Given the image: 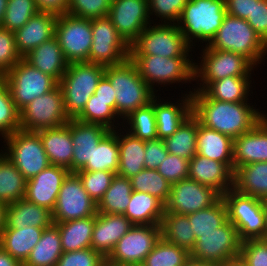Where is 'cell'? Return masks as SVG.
Masks as SVG:
<instances>
[{
    "instance_id": "e0dca14e",
    "label": "cell",
    "mask_w": 267,
    "mask_h": 266,
    "mask_svg": "<svg viewBox=\"0 0 267 266\" xmlns=\"http://www.w3.org/2000/svg\"><path fill=\"white\" fill-rule=\"evenodd\" d=\"M96 214L97 203L84 189L80 177L76 173H69L62 183L52 211L53 222L82 219Z\"/></svg>"
},
{
    "instance_id": "2644e50d",
    "label": "cell",
    "mask_w": 267,
    "mask_h": 266,
    "mask_svg": "<svg viewBox=\"0 0 267 266\" xmlns=\"http://www.w3.org/2000/svg\"><path fill=\"white\" fill-rule=\"evenodd\" d=\"M225 266H245V265H243L239 260H235L232 263H228Z\"/></svg>"
},
{
    "instance_id": "f907efd6",
    "label": "cell",
    "mask_w": 267,
    "mask_h": 266,
    "mask_svg": "<svg viewBox=\"0 0 267 266\" xmlns=\"http://www.w3.org/2000/svg\"><path fill=\"white\" fill-rule=\"evenodd\" d=\"M84 189L89 196L98 203L110 187L112 179L116 175L111 171H78Z\"/></svg>"
},
{
    "instance_id": "3957f363",
    "label": "cell",
    "mask_w": 267,
    "mask_h": 266,
    "mask_svg": "<svg viewBox=\"0 0 267 266\" xmlns=\"http://www.w3.org/2000/svg\"><path fill=\"white\" fill-rule=\"evenodd\" d=\"M105 74L103 65L90 62L69 63L59 81L64 100V110L69 119H76L94 94Z\"/></svg>"
},
{
    "instance_id": "a7ac6f4b",
    "label": "cell",
    "mask_w": 267,
    "mask_h": 266,
    "mask_svg": "<svg viewBox=\"0 0 267 266\" xmlns=\"http://www.w3.org/2000/svg\"><path fill=\"white\" fill-rule=\"evenodd\" d=\"M8 0H0V26L6 11Z\"/></svg>"
},
{
    "instance_id": "ee69618b",
    "label": "cell",
    "mask_w": 267,
    "mask_h": 266,
    "mask_svg": "<svg viewBox=\"0 0 267 266\" xmlns=\"http://www.w3.org/2000/svg\"><path fill=\"white\" fill-rule=\"evenodd\" d=\"M134 191L148 193L158 198L163 204L171 193V184L157 171V169H143L130 178Z\"/></svg>"
},
{
    "instance_id": "277c9868",
    "label": "cell",
    "mask_w": 267,
    "mask_h": 266,
    "mask_svg": "<svg viewBox=\"0 0 267 266\" xmlns=\"http://www.w3.org/2000/svg\"><path fill=\"white\" fill-rule=\"evenodd\" d=\"M212 49L231 51L247 58L253 66L266 55L267 44L245 20L226 15L210 43Z\"/></svg>"
},
{
    "instance_id": "e7e4bbea",
    "label": "cell",
    "mask_w": 267,
    "mask_h": 266,
    "mask_svg": "<svg viewBox=\"0 0 267 266\" xmlns=\"http://www.w3.org/2000/svg\"><path fill=\"white\" fill-rule=\"evenodd\" d=\"M0 266H23L0 246Z\"/></svg>"
},
{
    "instance_id": "d590c367",
    "label": "cell",
    "mask_w": 267,
    "mask_h": 266,
    "mask_svg": "<svg viewBox=\"0 0 267 266\" xmlns=\"http://www.w3.org/2000/svg\"><path fill=\"white\" fill-rule=\"evenodd\" d=\"M160 228L161 237L164 240L185 249L189 253L193 250L196 238L188 215L164 213Z\"/></svg>"
},
{
    "instance_id": "7bdbcfd3",
    "label": "cell",
    "mask_w": 267,
    "mask_h": 266,
    "mask_svg": "<svg viewBox=\"0 0 267 266\" xmlns=\"http://www.w3.org/2000/svg\"><path fill=\"white\" fill-rule=\"evenodd\" d=\"M188 215L196 240L201 234L217 231L227 220V207L221 197L214 205Z\"/></svg>"
},
{
    "instance_id": "74e56055",
    "label": "cell",
    "mask_w": 267,
    "mask_h": 266,
    "mask_svg": "<svg viewBox=\"0 0 267 266\" xmlns=\"http://www.w3.org/2000/svg\"><path fill=\"white\" fill-rule=\"evenodd\" d=\"M27 180L14 163L0 153V201L7 204L21 200L25 196Z\"/></svg>"
},
{
    "instance_id": "003e7915",
    "label": "cell",
    "mask_w": 267,
    "mask_h": 266,
    "mask_svg": "<svg viewBox=\"0 0 267 266\" xmlns=\"http://www.w3.org/2000/svg\"><path fill=\"white\" fill-rule=\"evenodd\" d=\"M184 266H219V265L205 261H197L195 259L189 258Z\"/></svg>"
},
{
    "instance_id": "30bf717a",
    "label": "cell",
    "mask_w": 267,
    "mask_h": 266,
    "mask_svg": "<svg viewBox=\"0 0 267 266\" xmlns=\"http://www.w3.org/2000/svg\"><path fill=\"white\" fill-rule=\"evenodd\" d=\"M3 139L8 146L6 147L8 151L4 154L26 180L32 179L50 165L37 132L19 129Z\"/></svg>"
},
{
    "instance_id": "5b68a950",
    "label": "cell",
    "mask_w": 267,
    "mask_h": 266,
    "mask_svg": "<svg viewBox=\"0 0 267 266\" xmlns=\"http://www.w3.org/2000/svg\"><path fill=\"white\" fill-rule=\"evenodd\" d=\"M226 15L225 0H189L176 24L191 47L196 38L210 43Z\"/></svg>"
},
{
    "instance_id": "680465c9",
    "label": "cell",
    "mask_w": 267,
    "mask_h": 266,
    "mask_svg": "<svg viewBox=\"0 0 267 266\" xmlns=\"http://www.w3.org/2000/svg\"><path fill=\"white\" fill-rule=\"evenodd\" d=\"M246 21L267 44V0H254V10Z\"/></svg>"
},
{
    "instance_id": "44dd1931",
    "label": "cell",
    "mask_w": 267,
    "mask_h": 266,
    "mask_svg": "<svg viewBox=\"0 0 267 266\" xmlns=\"http://www.w3.org/2000/svg\"><path fill=\"white\" fill-rule=\"evenodd\" d=\"M70 131L74 145L72 173H76L82 170L86 164H92L94 148L110 130L100 124L70 119Z\"/></svg>"
},
{
    "instance_id": "9c48e42d",
    "label": "cell",
    "mask_w": 267,
    "mask_h": 266,
    "mask_svg": "<svg viewBox=\"0 0 267 266\" xmlns=\"http://www.w3.org/2000/svg\"><path fill=\"white\" fill-rule=\"evenodd\" d=\"M241 242L236 227L227 220L217 231L201 234L190 258L225 266L239 259Z\"/></svg>"
},
{
    "instance_id": "7402d4cb",
    "label": "cell",
    "mask_w": 267,
    "mask_h": 266,
    "mask_svg": "<svg viewBox=\"0 0 267 266\" xmlns=\"http://www.w3.org/2000/svg\"><path fill=\"white\" fill-rule=\"evenodd\" d=\"M267 161V115L250 131L233 139L234 171L240 166Z\"/></svg>"
},
{
    "instance_id": "b9f144b4",
    "label": "cell",
    "mask_w": 267,
    "mask_h": 266,
    "mask_svg": "<svg viewBox=\"0 0 267 266\" xmlns=\"http://www.w3.org/2000/svg\"><path fill=\"white\" fill-rule=\"evenodd\" d=\"M251 76L226 77L212 82L204 92L213 100L247 102Z\"/></svg>"
},
{
    "instance_id": "f5cc1de1",
    "label": "cell",
    "mask_w": 267,
    "mask_h": 266,
    "mask_svg": "<svg viewBox=\"0 0 267 266\" xmlns=\"http://www.w3.org/2000/svg\"><path fill=\"white\" fill-rule=\"evenodd\" d=\"M238 260L245 266H267V240L242 241Z\"/></svg>"
},
{
    "instance_id": "11a10c76",
    "label": "cell",
    "mask_w": 267,
    "mask_h": 266,
    "mask_svg": "<svg viewBox=\"0 0 267 266\" xmlns=\"http://www.w3.org/2000/svg\"><path fill=\"white\" fill-rule=\"evenodd\" d=\"M21 59L16 49L14 32L0 27V75H5Z\"/></svg>"
},
{
    "instance_id": "94428289",
    "label": "cell",
    "mask_w": 267,
    "mask_h": 266,
    "mask_svg": "<svg viewBox=\"0 0 267 266\" xmlns=\"http://www.w3.org/2000/svg\"><path fill=\"white\" fill-rule=\"evenodd\" d=\"M225 7L228 15L246 20L254 10V0H225Z\"/></svg>"
},
{
    "instance_id": "d6986e66",
    "label": "cell",
    "mask_w": 267,
    "mask_h": 266,
    "mask_svg": "<svg viewBox=\"0 0 267 266\" xmlns=\"http://www.w3.org/2000/svg\"><path fill=\"white\" fill-rule=\"evenodd\" d=\"M148 0H114L108 17L118 34L130 46L149 24Z\"/></svg>"
},
{
    "instance_id": "9a60e30c",
    "label": "cell",
    "mask_w": 267,
    "mask_h": 266,
    "mask_svg": "<svg viewBox=\"0 0 267 266\" xmlns=\"http://www.w3.org/2000/svg\"><path fill=\"white\" fill-rule=\"evenodd\" d=\"M69 120L59 85L47 94L36 97L20 111V129L24 131L36 132L59 127L67 124Z\"/></svg>"
},
{
    "instance_id": "7a4b0ae2",
    "label": "cell",
    "mask_w": 267,
    "mask_h": 266,
    "mask_svg": "<svg viewBox=\"0 0 267 266\" xmlns=\"http://www.w3.org/2000/svg\"><path fill=\"white\" fill-rule=\"evenodd\" d=\"M104 76L116 95V114L126 118L131 112L148 105L154 91L141 78L135 63L128 58L118 65L106 66Z\"/></svg>"
},
{
    "instance_id": "8fae6325",
    "label": "cell",
    "mask_w": 267,
    "mask_h": 266,
    "mask_svg": "<svg viewBox=\"0 0 267 266\" xmlns=\"http://www.w3.org/2000/svg\"><path fill=\"white\" fill-rule=\"evenodd\" d=\"M160 238V225H133L115 244L106 266H141Z\"/></svg>"
},
{
    "instance_id": "ba28073f",
    "label": "cell",
    "mask_w": 267,
    "mask_h": 266,
    "mask_svg": "<svg viewBox=\"0 0 267 266\" xmlns=\"http://www.w3.org/2000/svg\"><path fill=\"white\" fill-rule=\"evenodd\" d=\"M150 27V24L147 25L130 45V55H160L167 58L189 56L191 47L177 24L163 23Z\"/></svg>"
},
{
    "instance_id": "6da1fadb",
    "label": "cell",
    "mask_w": 267,
    "mask_h": 266,
    "mask_svg": "<svg viewBox=\"0 0 267 266\" xmlns=\"http://www.w3.org/2000/svg\"><path fill=\"white\" fill-rule=\"evenodd\" d=\"M192 114L199 123L232 139L250 131L265 115L247 102L211 99L204 91H190Z\"/></svg>"
},
{
    "instance_id": "f35d334b",
    "label": "cell",
    "mask_w": 267,
    "mask_h": 266,
    "mask_svg": "<svg viewBox=\"0 0 267 266\" xmlns=\"http://www.w3.org/2000/svg\"><path fill=\"white\" fill-rule=\"evenodd\" d=\"M163 141L168 153L191 160L196 155L197 118L191 114L176 132Z\"/></svg>"
},
{
    "instance_id": "7c38bea8",
    "label": "cell",
    "mask_w": 267,
    "mask_h": 266,
    "mask_svg": "<svg viewBox=\"0 0 267 266\" xmlns=\"http://www.w3.org/2000/svg\"><path fill=\"white\" fill-rule=\"evenodd\" d=\"M141 78L154 91L156 83H175L194 80V65L187 57H161L160 55H130ZM189 79V80H188ZM183 80V81H182Z\"/></svg>"
},
{
    "instance_id": "f6af8a7d",
    "label": "cell",
    "mask_w": 267,
    "mask_h": 266,
    "mask_svg": "<svg viewBox=\"0 0 267 266\" xmlns=\"http://www.w3.org/2000/svg\"><path fill=\"white\" fill-rule=\"evenodd\" d=\"M189 258V252L161 237L141 266H184Z\"/></svg>"
},
{
    "instance_id": "484cf974",
    "label": "cell",
    "mask_w": 267,
    "mask_h": 266,
    "mask_svg": "<svg viewBox=\"0 0 267 266\" xmlns=\"http://www.w3.org/2000/svg\"><path fill=\"white\" fill-rule=\"evenodd\" d=\"M41 138L43 148L50 165L64 167L72 173L73 141L70 120L59 127L36 131Z\"/></svg>"
},
{
    "instance_id": "91938a15",
    "label": "cell",
    "mask_w": 267,
    "mask_h": 266,
    "mask_svg": "<svg viewBox=\"0 0 267 266\" xmlns=\"http://www.w3.org/2000/svg\"><path fill=\"white\" fill-rule=\"evenodd\" d=\"M145 148V168L146 169H157L168 154L164 141L157 138L153 140L144 141Z\"/></svg>"
},
{
    "instance_id": "8d00e7d4",
    "label": "cell",
    "mask_w": 267,
    "mask_h": 266,
    "mask_svg": "<svg viewBox=\"0 0 267 266\" xmlns=\"http://www.w3.org/2000/svg\"><path fill=\"white\" fill-rule=\"evenodd\" d=\"M62 253L60 232L53 224L44 229L23 266H55Z\"/></svg>"
},
{
    "instance_id": "89a4df30",
    "label": "cell",
    "mask_w": 267,
    "mask_h": 266,
    "mask_svg": "<svg viewBox=\"0 0 267 266\" xmlns=\"http://www.w3.org/2000/svg\"><path fill=\"white\" fill-rule=\"evenodd\" d=\"M264 211H265V220H266V236H265V239L267 240V199L264 200Z\"/></svg>"
},
{
    "instance_id": "f546056e",
    "label": "cell",
    "mask_w": 267,
    "mask_h": 266,
    "mask_svg": "<svg viewBox=\"0 0 267 266\" xmlns=\"http://www.w3.org/2000/svg\"><path fill=\"white\" fill-rule=\"evenodd\" d=\"M187 95V96H186ZM185 95L178 106L173 103H160L154 97V113L157 123V136L159 139L164 140L170 137L182 123L192 114V100L191 93ZM158 103H157V102Z\"/></svg>"
},
{
    "instance_id": "bcb514c9",
    "label": "cell",
    "mask_w": 267,
    "mask_h": 266,
    "mask_svg": "<svg viewBox=\"0 0 267 266\" xmlns=\"http://www.w3.org/2000/svg\"><path fill=\"white\" fill-rule=\"evenodd\" d=\"M125 119L130 124V134L141 140L157 139V123L154 113V98L151 102L131 112Z\"/></svg>"
},
{
    "instance_id": "5bb4252c",
    "label": "cell",
    "mask_w": 267,
    "mask_h": 266,
    "mask_svg": "<svg viewBox=\"0 0 267 266\" xmlns=\"http://www.w3.org/2000/svg\"><path fill=\"white\" fill-rule=\"evenodd\" d=\"M92 44L89 62L99 65H118L130 58V46L118 34L108 16L91 19Z\"/></svg>"
},
{
    "instance_id": "cb8c5ba5",
    "label": "cell",
    "mask_w": 267,
    "mask_h": 266,
    "mask_svg": "<svg viewBox=\"0 0 267 266\" xmlns=\"http://www.w3.org/2000/svg\"><path fill=\"white\" fill-rule=\"evenodd\" d=\"M234 172L225 164L196 154L189 160L188 178L210 186L221 195L233 188Z\"/></svg>"
},
{
    "instance_id": "83f0119b",
    "label": "cell",
    "mask_w": 267,
    "mask_h": 266,
    "mask_svg": "<svg viewBox=\"0 0 267 266\" xmlns=\"http://www.w3.org/2000/svg\"><path fill=\"white\" fill-rule=\"evenodd\" d=\"M196 154L225 163L233 172V139L201 125L197 119Z\"/></svg>"
},
{
    "instance_id": "be15d7a7",
    "label": "cell",
    "mask_w": 267,
    "mask_h": 266,
    "mask_svg": "<svg viewBox=\"0 0 267 266\" xmlns=\"http://www.w3.org/2000/svg\"><path fill=\"white\" fill-rule=\"evenodd\" d=\"M114 93V88L110 84V81L105 76H103L94 92V99H102L103 101H115L116 95Z\"/></svg>"
},
{
    "instance_id": "836d02e7",
    "label": "cell",
    "mask_w": 267,
    "mask_h": 266,
    "mask_svg": "<svg viewBox=\"0 0 267 266\" xmlns=\"http://www.w3.org/2000/svg\"><path fill=\"white\" fill-rule=\"evenodd\" d=\"M95 215L92 217L54 223L60 232L63 252H72L91 247Z\"/></svg>"
},
{
    "instance_id": "6125c7cd",
    "label": "cell",
    "mask_w": 267,
    "mask_h": 266,
    "mask_svg": "<svg viewBox=\"0 0 267 266\" xmlns=\"http://www.w3.org/2000/svg\"><path fill=\"white\" fill-rule=\"evenodd\" d=\"M38 11L60 16L67 14L69 0H34Z\"/></svg>"
},
{
    "instance_id": "d4e9b609",
    "label": "cell",
    "mask_w": 267,
    "mask_h": 266,
    "mask_svg": "<svg viewBox=\"0 0 267 266\" xmlns=\"http://www.w3.org/2000/svg\"><path fill=\"white\" fill-rule=\"evenodd\" d=\"M57 17L51 13L38 11L23 27L14 32L16 49L22 58L54 37Z\"/></svg>"
},
{
    "instance_id": "603a6c76",
    "label": "cell",
    "mask_w": 267,
    "mask_h": 266,
    "mask_svg": "<svg viewBox=\"0 0 267 266\" xmlns=\"http://www.w3.org/2000/svg\"><path fill=\"white\" fill-rule=\"evenodd\" d=\"M133 227V224L123 214L95 215L91 248L105 259L114 249L115 244Z\"/></svg>"
},
{
    "instance_id": "ac0fdd59",
    "label": "cell",
    "mask_w": 267,
    "mask_h": 266,
    "mask_svg": "<svg viewBox=\"0 0 267 266\" xmlns=\"http://www.w3.org/2000/svg\"><path fill=\"white\" fill-rule=\"evenodd\" d=\"M221 197L214 188L186 178L171 185L164 213L187 215L214 205Z\"/></svg>"
},
{
    "instance_id": "c3c4849f",
    "label": "cell",
    "mask_w": 267,
    "mask_h": 266,
    "mask_svg": "<svg viewBox=\"0 0 267 266\" xmlns=\"http://www.w3.org/2000/svg\"><path fill=\"white\" fill-rule=\"evenodd\" d=\"M38 12L34 0H8L1 28L15 32Z\"/></svg>"
},
{
    "instance_id": "60d3db41",
    "label": "cell",
    "mask_w": 267,
    "mask_h": 266,
    "mask_svg": "<svg viewBox=\"0 0 267 266\" xmlns=\"http://www.w3.org/2000/svg\"><path fill=\"white\" fill-rule=\"evenodd\" d=\"M119 169V145L116 130H110L94 148L92 164H86L80 171H111Z\"/></svg>"
},
{
    "instance_id": "1f68e13d",
    "label": "cell",
    "mask_w": 267,
    "mask_h": 266,
    "mask_svg": "<svg viewBox=\"0 0 267 266\" xmlns=\"http://www.w3.org/2000/svg\"><path fill=\"white\" fill-rule=\"evenodd\" d=\"M44 229L36 227L4 228L0 237V246L23 265L39 242Z\"/></svg>"
},
{
    "instance_id": "681fc988",
    "label": "cell",
    "mask_w": 267,
    "mask_h": 266,
    "mask_svg": "<svg viewBox=\"0 0 267 266\" xmlns=\"http://www.w3.org/2000/svg\"><path fill=\"white\" fill-rule=\"evenodd\" d=\"M20 129V111L15 106L9 88L0 78V133L2 137Z\"/></svg>"
},
{
    "instance_id": "ffe728a7",
    "label": "cell",
    "mask_w": 267,
    "mask_h": 266,
    "mask_svg": "<svg viewBox=\"0 0 267 266\" xmlns=\"http://www.w3.org/2000/svg\"><path fill=\"white\" fill-rule=\"evenodd\" d=\"M69 173L64 167L49 165L27 180L24 198L53 211L62 183Z\"/></svg>"
},
{
    "instance_id": "8992f818",
    "label": "cell",
    "mask_w": 267,
    "mask_h": 266,
    "mask_svg": "<svg viewBox=\"0 0 267 266\" xmlns=\"http://www.w3.org/2000/svg\"><path fill=\"white\" fill-rule=\"evenodd\" d=\"M222 198L227 207L228 220L236 227L241 241L265 239L264 200L241 194L233 188L226 191Z\"/></svg>"
},
{
    "instance_id": "6f0895ef",
    "label": "cell",
    "mask_w": 267,
    "mask_h": 266,
    "mask_svg": "<svg viewBox=\"0 0 267 266\" xmlns=\"http://www.w3.org/2000/svg\"><path fill=\"white\" fill-rule=\"evenodd\" d=\"M189 0H148L149 14L174 23L179 21L182 11ZM152 11V12H151ZM166 19V20H165ZM172 21V22H171Z\"/></svg>"
},
{
    "instance_id": "816d5d0a",
    "label": "cell",
    "mask_w": 267,
    "mask_h": 266,
    "mask_svg": "<svg viewBox=\"0 0 267 266\" xmlns=\"http://www.w3.org/2000/svg\"><path fill=\"white\" fill-rule=\"evenodd\" d=\"M109 0H69L67 14L85 19L108 16Z\"/></svg>"
},
{
    "instance_id": "4dcf8cb0",
    "label": "cell",
    "mask_w": 267,
    "mask_h": 266,
    "mask_svg": "<svg viewBox=\"0 0 267 266\" xmlns=\"http://www.w3.org/2000/svg\"><path fill=\"white\" fill-rule=\"evenodd\" d=\"M233 189L241 194L267 199V161L240 166L234 171Z\"/></svg>"
},
{
    "instance_id": "4fadbf2b",
    "label": "cell",
    "mask_w": 267,
    "mask_h": 266,
    "mask_svg": "<svg viewBox=\"0 0 267 266\" xmlns=\"http://www.w3.org/2000/svg\"><path fill=\"white\" fill-rule=\"evenodd\" d=\"M203 49L201 64L194 65V80L201 77L202 88L194 91H204L212 82L226 77L250 76L253 64L244 56L231 51L212 49L206 45ZM198 77V78H197Z\"/></svg>"
},
{
    "instance_id": "7dc6e473",
    "label": "cell",
    "mask_w": 267,
    "mask_h": 266,
    "mask_svg": "<svg viewBox=\"0 0 267 266\" xmlns=\"http://www.w3.org/2000/svg\"><path fill=\"white\" fill-rule=\"evenodd\" d=\"M115 116H117L115 101L94 99V94H92L84 110L76 119L84 123L100 124L109 130H114L112 120Z\"/></svg>"
},
{
    "instance_id": "d6a6232c",
    "label": "cell",
    "mask_w": 267,
    "mask_h": 266,
    "mask_svg": "<svg viewBox=\"0 0 267 266\" xmlns=\"http://www.w3.org/2000/svg\"><path fill=\"white\" fill-rule=\"evenodd\" d=\"M133 225H160L164 215V204L156 197L134 191L123 214Z\"/></svg>"
},
{
    "instance_id": "2e32d148",
    "label": "cell",
    "mask_w": 267,
    "mask_h": 266,
    "mask_svg": "<svg viewBox=\"0 0 267 266\" xmlns=\"http://www.w3.org/2000/svg\"><path fill=\"white\" fill-rule=\"evenodd\" d=\"M54 36L68 63L89 62L92 44L91 19L60 15L56 20Z\"/></svg>"
},
{
    "instance_id": "db71d44e",
    "label": "cell",
    "mask_w": 267,
    "mask_h": 266,
    "mask_svg": "<svg viewBox=\"0 0 267 266\" xmlns=\"http://www.w3.org/2000/svg\"><path fill=\"white\" fill-rule=\"evenodd\" d=\"M55 266H106V259L91 247L63 252Z\"/></svg>"
},
{
    "instance_id": "e575fe53",
    "label": "cell",
    "mask_w": 267,
    "mask_h": 266,
    "mask_svg": "<svg viewBox=\"0 0 267 266\" xmlns=\"http://www.w3.org/2000/svg\"><path fill=\"white\" fill-rule=\"evenodd\" d=\"M118 135L119 134H117L119 145V169L117 174L126 178H131L133 175L145 169L144 140L130 133H126L124 136Z\"/></svg>"
},
{
    "instance_id": "f1b7e54d",
    "label": "cell",
    "mask_w": 267,
    "mask_h": 266,
    "mask_svg": "<svg viewBox=\"0 0 267 266\" xmlns=\"http://www.w3.org/2000/svg\"><path fill=\"white\" fill-rule=\"evenodd\" d=\"M23 58L36 69L54 77L58 82L69 64L55 36L31 50Z\"/></svg>"
},
{
    "instance_id": "52a82bcc",
    "label": "cell",
    "mask_w": 267,
    "mask_h": 266,
    "mask_svg": "<svg viewBox=\"0 0 267 266\" xmlns=\"http://www.w3.org/2000/svg\"><path fill=\"white\" fill-rule=\"evenodd\" d=\"M2 77L19 111L36 97L47 94L59 85L54 77L36 69L24 58Z\"/></svg>"
},
{
    "instance_id": "4316f807",
    "label": "cell",
    "mask_w": 267,
    "mask_h": 266,
    "mask_svg": "<svg viewBox=\"0 0 267 266\" xmlns=\"http://www.w3.org/2000/svg\"><path fill=\"white\" fill-rule=\"evenodd\" d=\"M54 224L52 211L25 198L7 204L5 228H49Z\"/></svg>"
},
{
    "instance_id": "03108f58",
    "label": "cell",
    "mask_w": 267,
    "mask_h": 266,
    "mask_svg": "<svg viewBox=\"0 0 267 266\" xmlns=\"http://www.w3.org/2000/svg\"><path fill=\"white\" fill-rule=\"evenodd\" d=\"M6 209H7V205L0 201V237L5 228Z\"/></svg>"
},
{
    "instance_id": "ab89813d",
    "label": "cell",
    "mask_w": 267,
    "mask_h": 266,
    "mask_svg": "<svg viewBox=\"0 0 267 266\" xmlns=\"http://www.w3.org/2000/svg\"><path fill=\"white\" fill-rule=\"evenodd\" d=\"M133 192L130 178L116 174L110 187L97 203V212L103 214H124Z\"/></svg>"
},
{
    "instance_id": "9f6ffc18",
    "label": "cell",
    "mask_w": 267,
    "mask_h": 266,
    "mask_svg": "<svg viewBox=\"0 0 267 266\" xmlns=\"http://www.w3.org/2000/svg\"><path fill=\"white\" fill-rule=\"evenodd\" d=\"M157 171L172 185L188 178L189 160L168 153L167 157L160 162Z\"/></svg>"
}]
</instances>
